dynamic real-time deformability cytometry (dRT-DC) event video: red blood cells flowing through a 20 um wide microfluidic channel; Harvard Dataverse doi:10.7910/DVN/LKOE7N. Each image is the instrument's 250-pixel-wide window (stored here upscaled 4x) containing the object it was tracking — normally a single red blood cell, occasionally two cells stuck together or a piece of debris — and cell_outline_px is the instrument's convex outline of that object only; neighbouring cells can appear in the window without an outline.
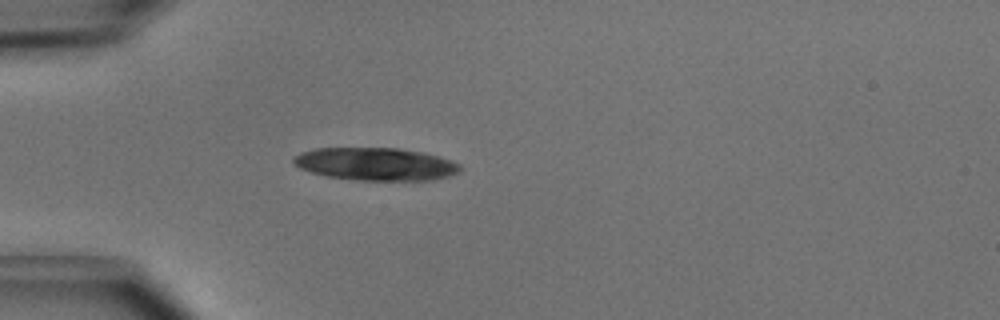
{"species": "common noctule bat (a hibernating species)", "species_latin": "Nyctalus noctula", "temperature_condition": "cold", "stored_images_in_passage": 2, "camera_frame_rate_fps": 3000, "um_per_image_px": 0.085, "animal": {"sex": "male", "body_mass_g": 15.6}, "frame": {"image": 1, "passage_image": 2, "time_ms": 0.333, "image_size_px": [1000, 320], "cell_outline_px": [[464, 168], [448, 176], [432, 180], [360, 180], [328, 176], [312, 172], [300, 168], [292, 164], [292, 156], [300, 152], [316, 148], [400, 148], [424, 152], [440, 156], [452, 160], [460, 164]], "centroid_in_image_um": [31.94, 13.93], "position_along_channel_um": 53.1, "area_um2": 31.96}}